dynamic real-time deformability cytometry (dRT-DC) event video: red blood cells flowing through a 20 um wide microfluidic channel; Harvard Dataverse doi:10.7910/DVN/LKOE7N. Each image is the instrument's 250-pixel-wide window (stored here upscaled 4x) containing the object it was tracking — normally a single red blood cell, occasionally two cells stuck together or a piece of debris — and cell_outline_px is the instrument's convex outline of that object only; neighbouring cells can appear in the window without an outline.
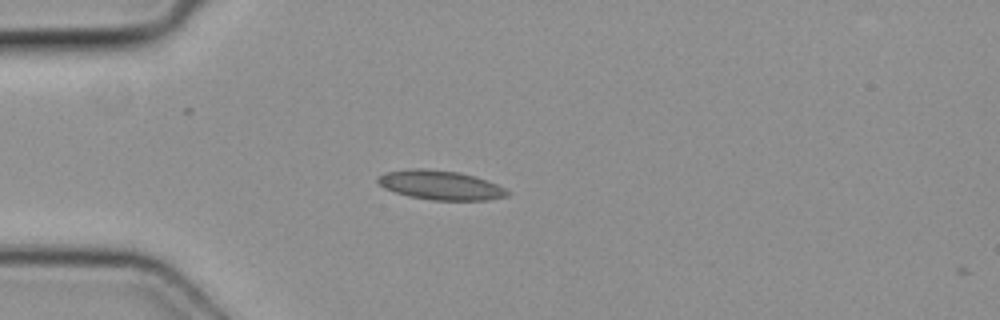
{"species": "common noctule bat (a hibernating species)", "species_latin": "Nyctalus noctula", "temperature_condition": "cold", "stored_images_in_passage": 3, "camera_frame_rate_fps": 3000, "um_per_image_px": 0.085, "animal": {"sex": "female", "body_mass_g": 19.3, "forearm_length_mm": 54.1}, "frame": {"image": 1, "passage_image": 2, "time_ms": 0.333, "image_size_px": [1000, 320], "cell_outline_px": [[512, 192], [508, 196], [488, 200], [432, 200], [408, 196], [384, 188], [376, 180], [376, 176], [388, 172], [412, 168], [424, 168], [460, 172], [496, 184]], "centroid_in_image_um": [37.43, 15.74], "position_along_channel_um": 47.6, "area_um2": 22.02}}